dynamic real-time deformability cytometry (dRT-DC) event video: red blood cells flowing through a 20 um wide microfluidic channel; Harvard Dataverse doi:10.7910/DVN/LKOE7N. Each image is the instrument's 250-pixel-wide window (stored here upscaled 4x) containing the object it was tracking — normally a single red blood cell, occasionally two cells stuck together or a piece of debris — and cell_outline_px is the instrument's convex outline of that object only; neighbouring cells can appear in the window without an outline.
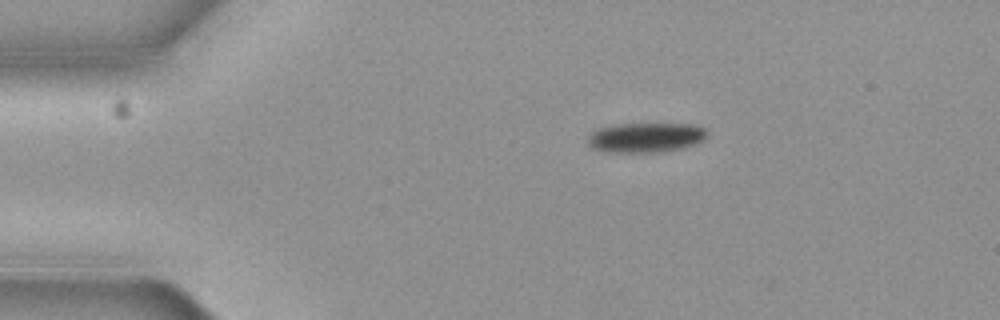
{"species": "common noctule bat (a hibernating species)", "species_latin": "Nyctalus noctula", "temperature_condition": "cold", "stored_images_in_passage": 5, "camera_frame_rate_fps": 3000, "um_per_image_px": 0.085, "animal": {"sex": "female", "body_mass_g": 19.3, "forearm_length_mm": 54.1}, "frame": {"image": 1, "passage_image": 1, "time_ms": 0.0, "image_size_px": [1000, 320], "cell_outline_px": [[708, 136], [704, 140], [696, 144], [684, 148], [660, 152], [608, 152], [596, 148], [588, 144], [588, 136], [592, 132], [600, 128], [616, 124], [696, 124], [704, 128], [708, 132]], "centroid_in_image_um": [54.96, 11.68], "position_along_channel_um": 30.0, "area_um2": 20.75}}
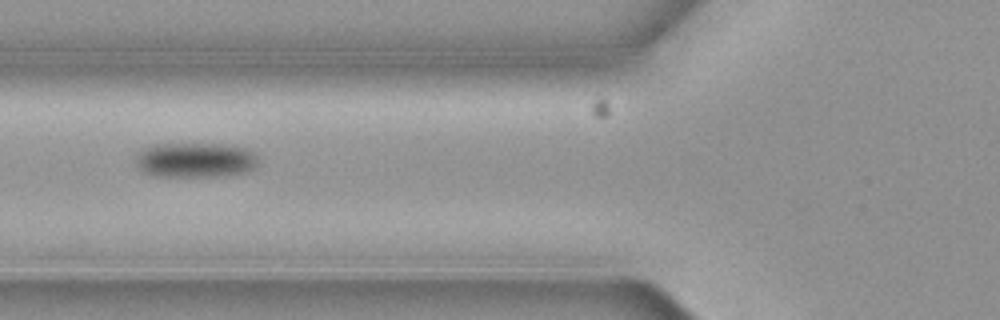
{"frame": {"image": 2, "passage_image": 4, "time_ms": 1.0, "image_size_px": [1000, 320], "cell_outline_px": [[256, 164], [252, 168], [244, 172], [220, 176], [156, 176], [144, 172], [136, 164], [136, 156], [144, 148], [152, 144], [224, 144], [248, 148], [256, 152]], "centroid_in_image_um": [16.6, 13.59], "position_along_channel_um": 109.2, "area_um2": 24.85}}
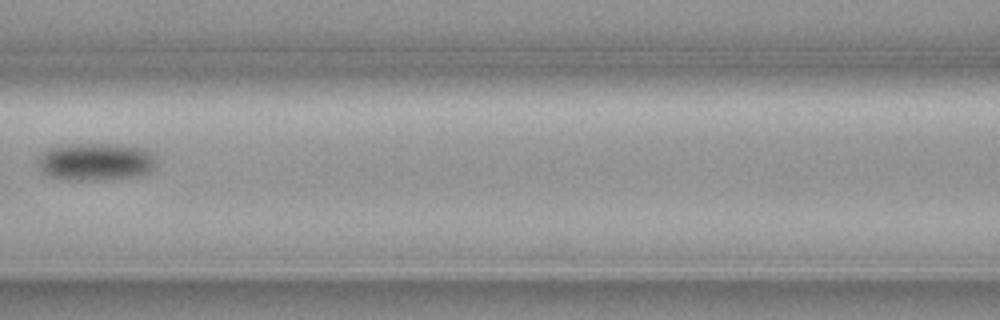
{"frame": {"image": 3, "passage_image": 5, "time_ms": 1.333, "image_size_px": [1000, 320], "cell_outline_px": [[156, 164], [148, 172], [140, 176], [104, 180], [60, 180], [48, 176], [40, 168], [40, 156], [48, 148], [64, 144], [124, 144], [144, 148], [152, 152], [156, 156]], "centroid_in_image_um": [8.18, 13.75], "position_along_channel_um": 158.4, "area_um2": 26.36}}